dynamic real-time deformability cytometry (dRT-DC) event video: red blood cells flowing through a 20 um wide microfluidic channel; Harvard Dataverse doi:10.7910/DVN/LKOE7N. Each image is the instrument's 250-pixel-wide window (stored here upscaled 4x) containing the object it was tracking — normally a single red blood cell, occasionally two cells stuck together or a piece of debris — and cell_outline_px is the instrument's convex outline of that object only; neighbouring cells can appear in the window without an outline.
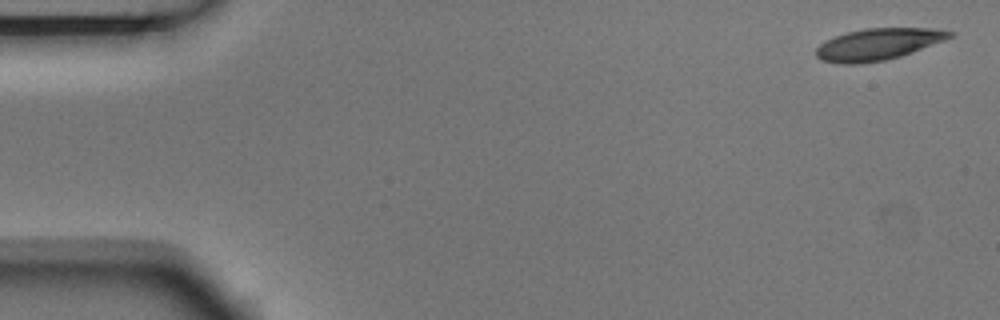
{"species": "Egyptian fruit bat (a non-hibernating species)", "species_latin": "Rousettus aegyptiacus", "temperature_condition": "room temperature", "stored_images_in_passage": 4, "camera_frame_rate_fps": 3000, "um_per_image_px": 0.085, "animal": {"sex": "male"}, "frame": {"image": 1, "passage_image": 1, "time_ms": 0.0, "image_size_px": [1000, 320], "cell_outline_px": [[956, 36], [912, 52], [900, 56], [884, 60], [860, 64], [840, 64], [820, 60], [816, 56], [816, 48], [820, 44], [836, 36], [848, 32], [868, 28], [932, 28], [956, 32]], "centroid_in_image_um": [74.67, 3.76], "position_along_channel_um": 10.3, "area_um2": 24.62}}
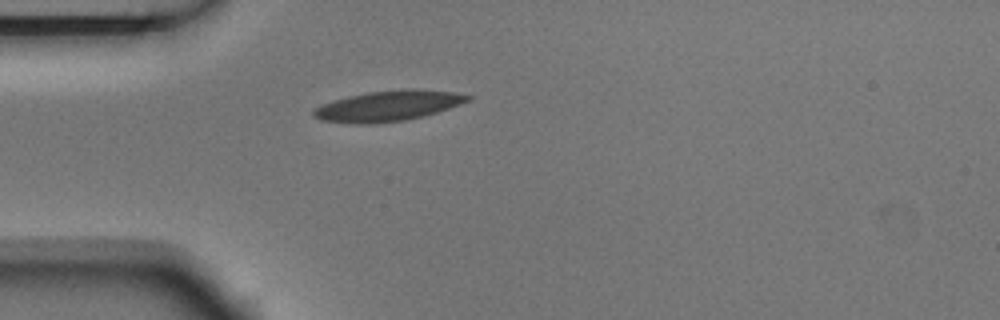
{"frame": {"image": 2, "passage_image": 4, "time_ms": 1.0, "image_size_px": [1000, 320], "cell_outline_px": [[472, 100], [424, 116], [404, 120], [372, 124], [352, 124], [320, 120], [312, 116], [312, 112], [316, 108], [324, 104], [348, 96], [368, 92], [412, 88], [452, 92], [472, 96]], "centroid_in_image_um": [32.99, 9.01], "position_along_channel_um": 52.0, "area_um2": 27.22}}